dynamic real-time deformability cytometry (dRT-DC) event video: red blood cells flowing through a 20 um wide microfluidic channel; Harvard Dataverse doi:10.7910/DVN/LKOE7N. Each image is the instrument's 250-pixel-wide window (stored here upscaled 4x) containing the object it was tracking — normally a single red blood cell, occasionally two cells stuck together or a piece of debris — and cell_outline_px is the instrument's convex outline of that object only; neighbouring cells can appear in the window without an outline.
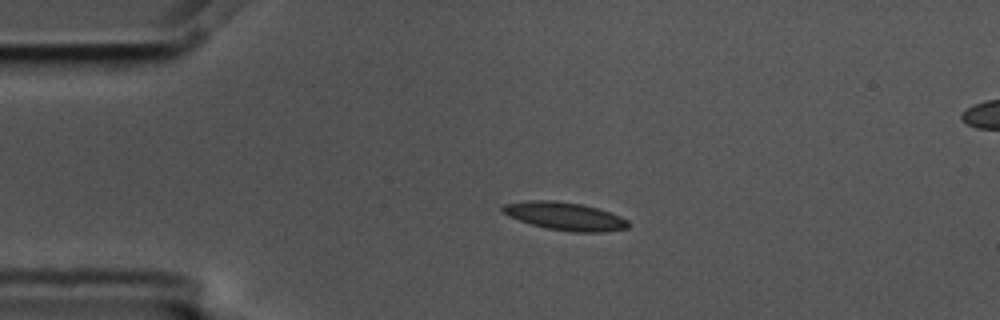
{"species": "common noctule bat (a hibernating species)", "species_latin": "Nyctalus noctula", "temperature_condition": "cold", "stored_images_in_passage": 4, "segment_of_instrument_passage": [1, 2], "camera_frame_rate_fps": 3000, "um_per_image_px": 0.085, "animal": {"sex": "male", "body_mass_g": 17.5, "forearm_length_mm": 52.3}, "frame": {"image": 1, "passage_image": 2, "time_ms": 0.333, "image_size_px": [1000, 320], "cell_outline_px": [[628, 228], [604, 232], [572, 232], [548, 228], [532, 224], [508, 216], [500, 212], [500, 208], [504, 204], [528, 200], [552, 200], [580, 204], [596, 208], [620, 216], [628, 220]], "centroid_in_image_um": [47.98, 18.37], "position_along_channel_um": 37.0, "area_um2": 20.35}}